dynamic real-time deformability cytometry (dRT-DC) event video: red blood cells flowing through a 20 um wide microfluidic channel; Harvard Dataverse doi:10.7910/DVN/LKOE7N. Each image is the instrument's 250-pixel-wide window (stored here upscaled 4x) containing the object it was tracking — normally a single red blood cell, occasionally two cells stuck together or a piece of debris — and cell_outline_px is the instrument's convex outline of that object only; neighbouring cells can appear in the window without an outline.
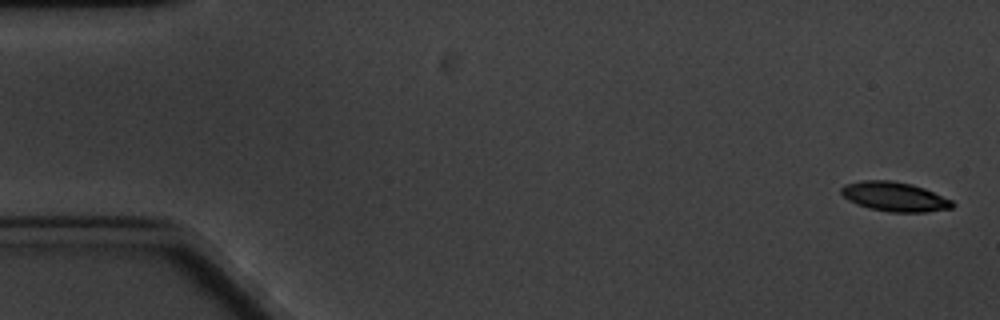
{"species": "common noctule bat (a hibernating species)", "species_latin": "Nyctalus noctula", "temperature_condition": "cold", "stored_images_in_passage": 6, "camera_frame_rate_fps": 3000, "um_per_image_px": 0.085, "animal": {"sex": "male", "body_mass_g": 20.1, "forearm_length_mm": 53.5}, "frame": {"image": 1, "passage_image": 1, "time_ms": 0.0, "image_size_px": [1000, 320], "cell_outline_px": [[956, 204], [952, 208], [924, 212], [888, 212], [868, 208], [856, 204], [848, 200], [840, 192], [840, 188], [844, 184], [860, 180], [892, 180], [912, 184], [924, 188], [952, 200]], "centroid_in_image_um": [76.01, 16.71], "position_along_channel_um": 9.0, "area_um2": 19.25}}